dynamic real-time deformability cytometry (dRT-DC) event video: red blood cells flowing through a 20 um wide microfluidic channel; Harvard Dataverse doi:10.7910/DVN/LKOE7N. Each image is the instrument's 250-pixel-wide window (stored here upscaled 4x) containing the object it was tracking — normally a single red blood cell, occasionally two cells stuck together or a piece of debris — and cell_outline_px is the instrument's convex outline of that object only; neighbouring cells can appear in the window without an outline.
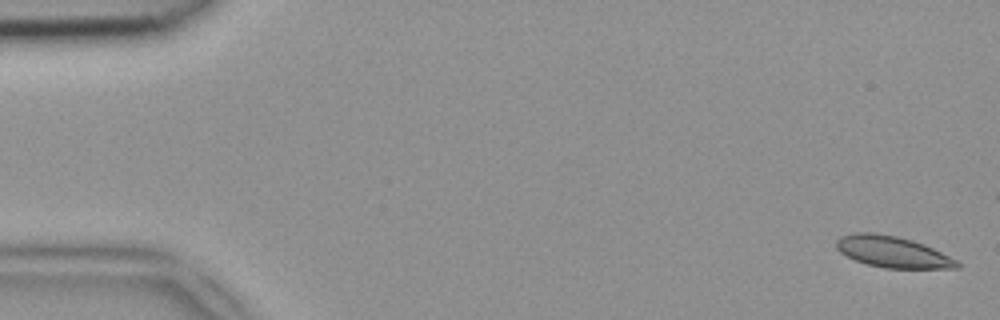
{"species": "common noctule bat (a hibernating species)", "species_latin": "Nyctalus noctula", "temperature_condition": "room temperature", "stored_images_in_passage": 14, "camera_frame_rate_fps": 3000, "um_per_image_px": 0.085, "animal": {"sex": "female", "body_mass_g": 18.4}, "frame": {"image": 1, "passage_image": 1, "time_ms": 0.0, "image_size_px": [1000, 320], "cell_outline_px": [[960, 268], [884, 268], [868, 264], [856, 260], [840, 252], [836, 248], [836, 240], [840, 236], [856, 232], [876, 232], [896, 236], [912, 240], [924, 244], [956, 260], [960, 264]], "centroid_in_image_um": [75.84, 21.4], "position_along_channel_um": 9.2, "area_um2": 21.85}}